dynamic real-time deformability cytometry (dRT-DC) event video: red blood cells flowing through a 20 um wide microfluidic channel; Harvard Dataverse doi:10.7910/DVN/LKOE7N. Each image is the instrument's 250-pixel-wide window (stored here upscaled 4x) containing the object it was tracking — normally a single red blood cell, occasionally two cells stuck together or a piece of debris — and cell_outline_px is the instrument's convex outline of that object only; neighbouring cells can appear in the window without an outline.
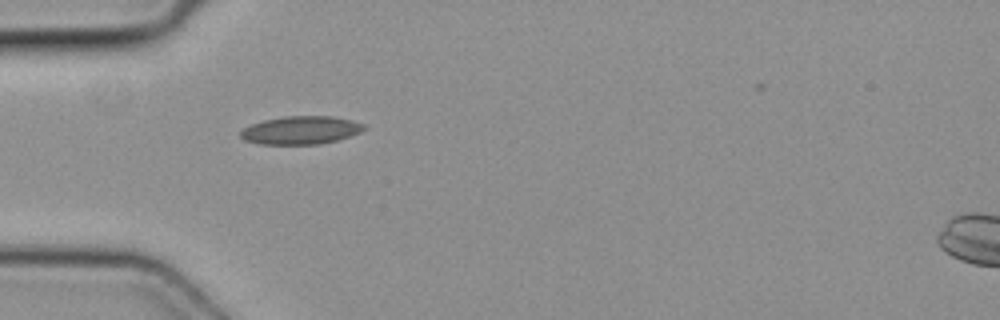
{"species": "common noctule bat (a hibernating species)", "species_latin": "Nyctalus noctula", "temperature_condition": "cold", "stored_images_in_passage": 1, "camera_frame_rate_fps": 3000, "um_per_image_px": 0.085, "animal": {"sex": "female", "body_mass_g": 19.3, "forearm_length_mm": 54.1}, "frame": {"image": 1, "passage_image": 1, "time_ms": 0.0, "image_size_px": [1000, 320], "cell_outline_px": [[368, 128], [360, 132], [336, 140], [320, 144], [260, 144], [244, 140], [240, 136], [240, 132], [244, 128], [252, 124], [264, 120], [284, 116], [332, 116], [352, 120], [364, 124]], "centroid_in_image_um": [25.58, 11.06], "position_along_channel_um": 59.4, "area_um2": 20.17}}